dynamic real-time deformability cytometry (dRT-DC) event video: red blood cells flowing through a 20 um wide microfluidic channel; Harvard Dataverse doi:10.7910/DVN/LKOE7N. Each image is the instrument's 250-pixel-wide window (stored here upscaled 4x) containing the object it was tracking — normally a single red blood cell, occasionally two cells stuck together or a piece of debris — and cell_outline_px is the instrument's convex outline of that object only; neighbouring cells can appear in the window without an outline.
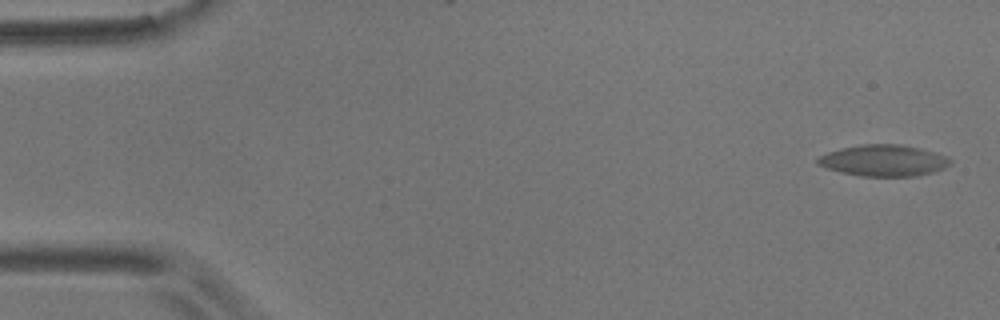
{"species": "common noctule bat (a hibernating species)", "species_latin": "Nyctalus noctula", "temperature_condition": "room temperature", "stored_images_in_passage": 5, "camera_frame_rate_fps": 3000, "um_per_image_px": 0.085, "animal": {"sex": "male", "body_mass_g": 17.9}, "frame": {"image": 1, "passage_image": 1, "time_ms": 0.0, "image_size_px": [1000, 320], "cell_outline_px": [[952, 164], [944, 168], [920, 176], [860, 176], [840, 172], [816, 164], [816, 160], [820, 156], [828, 152], [840, 148], [860, 144], [900, 144], [920, 148], [936, 152], [948, 156], [952, 160]], "centroid_in_image_um": [75.14, 13.64], "position_along_channel_um": 9.9, "area_um2": 24.45}}